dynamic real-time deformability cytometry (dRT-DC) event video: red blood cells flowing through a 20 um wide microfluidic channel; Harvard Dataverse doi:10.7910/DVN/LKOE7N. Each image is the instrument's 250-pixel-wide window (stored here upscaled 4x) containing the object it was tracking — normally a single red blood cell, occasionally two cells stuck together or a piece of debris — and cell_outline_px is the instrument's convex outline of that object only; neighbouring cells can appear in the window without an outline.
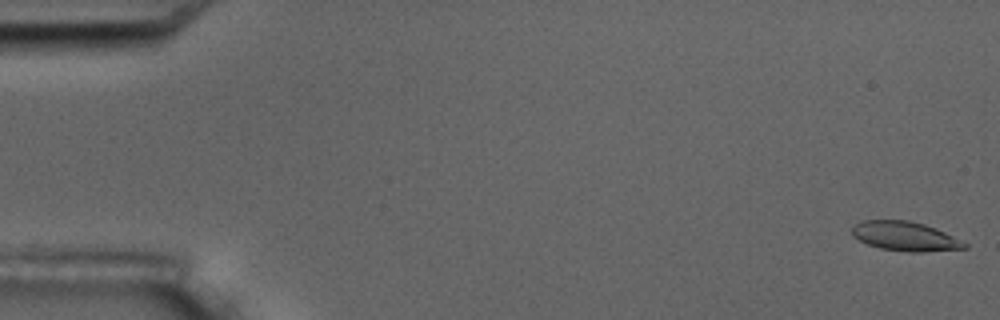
{"species": "common noctule bat (a hibernating species)", "species_latin": "Nyctalus noctula", "temperature_condition": "room temperature", "stored_images_in_passage": 11, "camera_frame_rate_fps": 3000, "um_per_image_px": 0.085, "animal": {"sex": "male", "body_mass_g": 17.5, "forearm_length_mm": 52.3}, "frame": {"image": 1, "passage_image": 1, "time_ms": 0.0, "image_size_px": [1000, 320], "cell_outline_px": [[968, 248], [924, 252], [908, 252], [880, 248], [868, 244], [852, 236], [852, 228], [860, 220], [908, 220], [924, 224], [936, 228], [968, 244]], "centroid_in_image_um": [76.93, 20.08], "position_along_channel_um": 8.1, "area_um2": 19.19}}
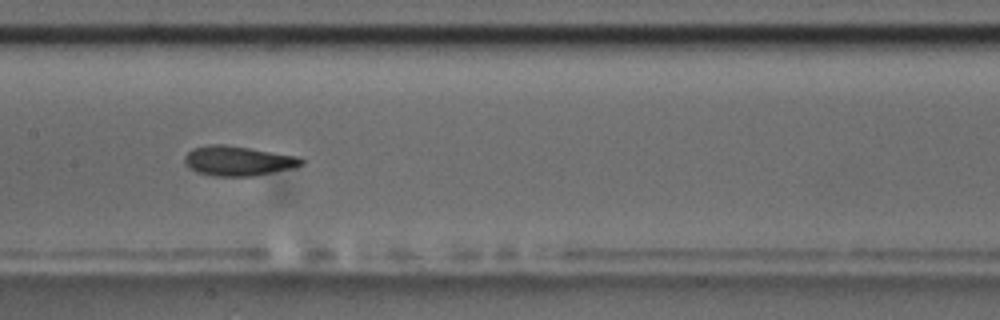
{"frame": {"image": 2, "passage_image": 9, "time_ms": 9.0, "image_size_px": [1000, 320], "cell_outline_px": [[304, 164], [292, 168], [252, 176], [212, 176], [196, 172], [188, 168], [184, 164], [184, 156], [192, 148], [208, 144], [224, 144], [300, 156], [304, 160]], "centroid_in_image_um": [20.2, 13.67], "position_along_channel_um": 187.2, "area_um2": 20.46}}
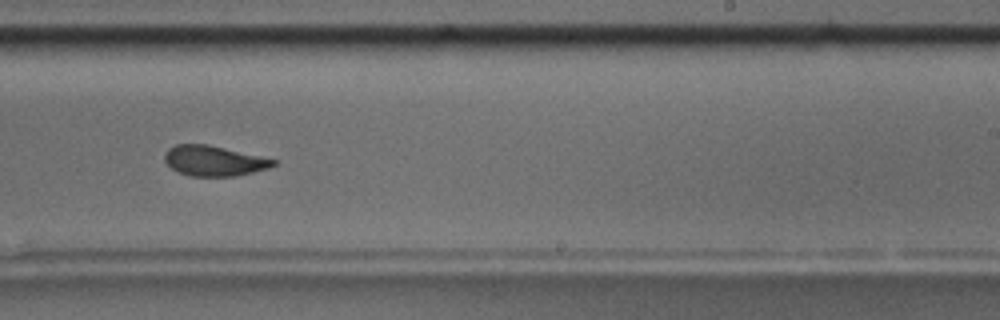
{"frame": {"image": 3, "passage_image": 11, "time_ms": 11.333, "image_size_px": [1000, 320], "cell_outline_px": [[276, 164], [268, 168], [236, 176], [192, 176], [180, 172], [172, 168], [164, 160], [164, 152], [168, 148], [176, 144], [208, 144], [260, 156], [276, 160]], "centroid_in_image_um": [18.16, 13.66], "position_along_channel_um": 270.8, "area_um2": 19.02}}